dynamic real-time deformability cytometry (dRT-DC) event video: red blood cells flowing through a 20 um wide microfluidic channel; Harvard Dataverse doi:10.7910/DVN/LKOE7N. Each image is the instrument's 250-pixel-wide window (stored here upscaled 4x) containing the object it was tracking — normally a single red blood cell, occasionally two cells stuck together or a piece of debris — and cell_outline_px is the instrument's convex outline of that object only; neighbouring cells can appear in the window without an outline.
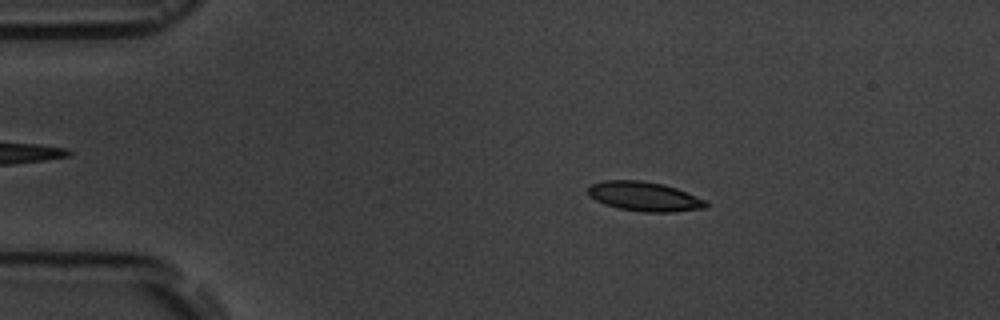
{"species": "common noctule bat (a hibernating species)", "species_latin": "Nyctalus noctula", "temperature_condition": "room temperature", "stored_images_in_passage": 4, "camera_frame_rate_fps": 3000, "um_per_image_px": 0.085, "animal": {"sex": "male", "body_mass_g": 19.5, "forearm_length_mm": 54.6}, "frame": {"image": 1, "passage_image": 3, "time_ms": 2.333, "image_size_px": [1000, 320], "cell_outline_px": [[708, 208], [676, 212], [644, 212], [620, 208], [604, 204], [588, 196], [588, 188], [592, 184], [604, 180], [640, 180], [664, 184], [676, 188], [708, 200]], "centroid_in_image_um": [54.82, 16.7], "position_along_channel_um": 30.2, "area_um2": 20.4}}